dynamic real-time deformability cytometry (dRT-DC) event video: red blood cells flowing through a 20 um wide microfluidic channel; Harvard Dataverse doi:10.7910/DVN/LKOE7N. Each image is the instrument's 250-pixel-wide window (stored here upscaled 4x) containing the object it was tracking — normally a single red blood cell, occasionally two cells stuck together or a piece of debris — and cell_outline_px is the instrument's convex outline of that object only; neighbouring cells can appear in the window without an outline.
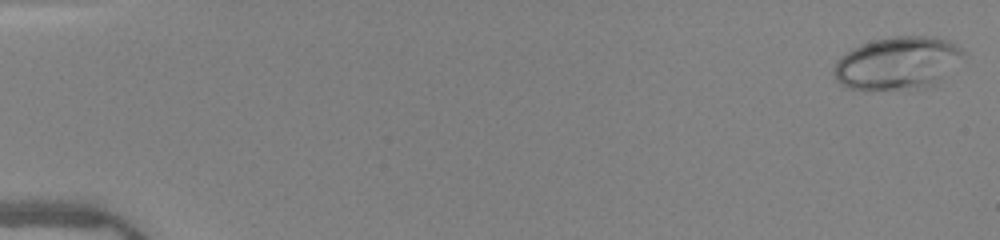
{"species": "human", "species_latin": "Homo sapiens", "temperature_condition": "warm", "stored_images_in_passage": 50, "camera_frame_rate_fps": 3000, "um_per_image_px": 0.085, "donor": {"sex": "female"}, "frame": {"image": 1, "passage_image": 1, "time_ms": 0.0, "image_size_px": [1000, 240], "cell_outline_px": [[968, 52], [928, 88], [848, 88], [840, 84], [836, 80], [832, 72], [832, 68], [836, 60], [848, 52], [864, 44], [876, 40], [896, 36], [932, 36], [948, 40]], "centroid_in_image_um": [76.28, 5.34], "position_along_channel_um": 8.7, "area_um2": 38.84}}
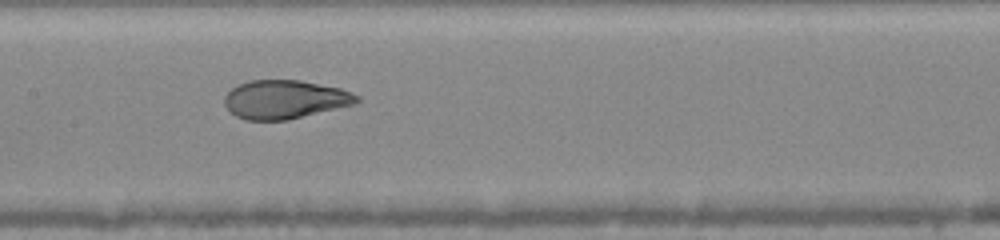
{"frame": {"image": 2, "passage_image": 26, "time_ms": 8.333, "image_size_px": [1000, 240], "cell_outline_px": [[360, 100], [356, 104], [288, 120], [248, 120], [236, 116], [224, 104], [224, 96], [236, 84], [248, 80], [300, 80], [340, 88], [352, 92], [360, 96]], "centroid_in_image_um": [24.23, 8.44], "position_along_channel_um": 183.2, "area_um2": 29.94}}
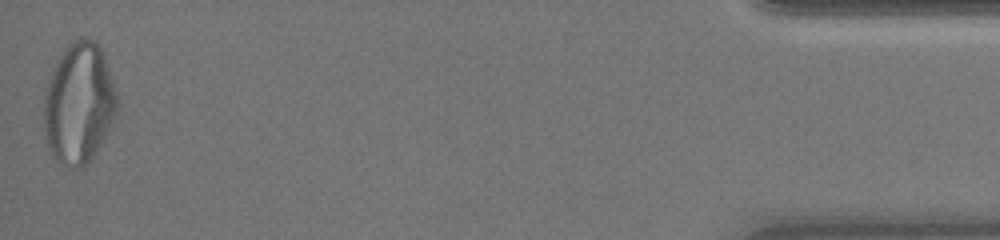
{"frame": {"image": 3, "passage_image": 50, "time_ms": 16.333, "image_size_px": [1000, 240], "cell_outline_px": [[116, 112], [92, 160], [84, 168], [76, 168], [60, 164], [56, 160], [48, 144], [44, 128], [44, 96], [48, 80], [64, 48], [72, 40], [80, 36], [88, 36], [96, 40], [104, 52], [116, 92]], "centroid_in_image_um": [6.71, 8.74], "position_along_channel_um": 428.5, "area_um2": 51.5}, "authors_computed_cell_mechanics": {"area_um2": 32.368, "velocity_mm_per_s": 4.0591, "shape_relaxation_time_tau1_ms": 10.897, "shape_relaxation_time_tau2_ms": 0.6985, "deformation_change_tau1": 0.3418, "deformation_change_tau2": 0.0556}}